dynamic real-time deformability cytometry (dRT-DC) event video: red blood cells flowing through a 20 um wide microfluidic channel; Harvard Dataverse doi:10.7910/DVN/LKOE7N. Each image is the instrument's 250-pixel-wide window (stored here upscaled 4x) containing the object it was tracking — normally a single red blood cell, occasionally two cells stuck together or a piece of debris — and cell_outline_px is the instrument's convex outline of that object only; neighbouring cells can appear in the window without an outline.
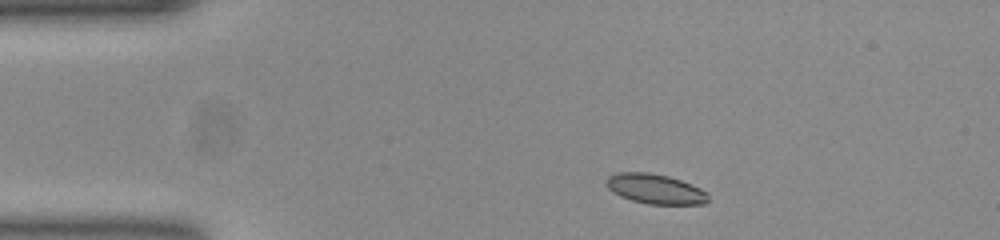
{"species": "common noctule bat (a hibernating species)", "species_latin": "Nyctalus noctula", "temperature_condition": "room temperature", "stored_images_in_passage": 44, "camera_frame_rate_fps": 3000, "um_per_image_px": 0.085, "animal": {"sex": "female", "body_mass_g": 23.0, "forearm_length_mm": 53.4}, "frame": {"image": 1, "passage_image": 1, "time_ms": 0.0, "image_size_px": [1000, 240], "cell_outline_px": [[708, 200], [704, 204], [648, 204], [632, 200], [620, 196], [612, 192], [608, 188], [608, 176], [616, 172], [648, 172], [668, 176], [680, 180], [700, 188], [708, 196]], "centroid_in_image_um": [55.68, 16.06], "position_along_channel_um": 29.3, "area_um2": 17.51}}
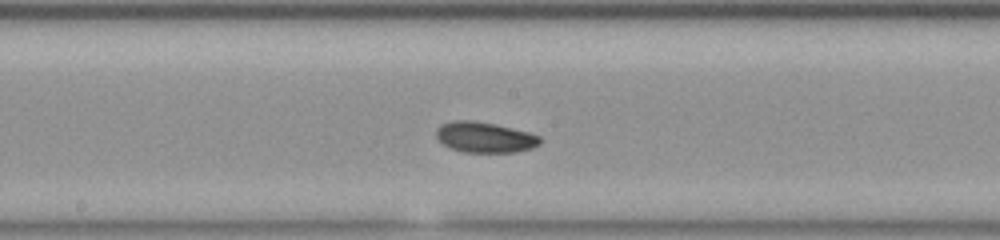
{"frame": {"image": 2, "passage_image": 19, "time_ms": 6.0, "image_size_px": [1000, 240], "cell_outline_px": [[540, 144], [532, 148], [516, 152], [464, 152], [452, 148], [444, 144], [436, 136], [436, 128], [440, 124], [452, 120], [472, 120], [496, 124], [528, 132], [540, 136]], "centroid_in_image_um": [41.2, 11.65], "position_along_channel_um": 207.0, "area_um2": 18.5}}
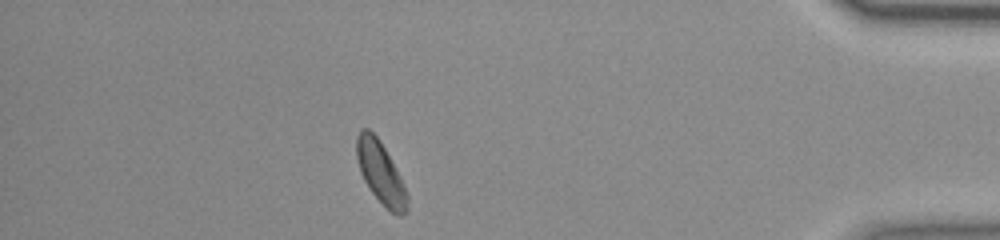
{"frame": {"image": 3, "passage_image": 38, "time_ms": 12.333, "image_size_px": [1000, 240], "cell_outline_px": [[408, 208], [404, 216], [400, 216], [392, 212], [372, 192], [364, 180], [360, 172], [356, 156], [356, 136], [360, 128], [368, 128], [380, 140], [408, 196]], "centroid_in_image_um": [32.31, 14.65], "position_along_channel_um": 402.9, "area_um2": 17.69}, "authors_computed_cell_mechanics": {"area_um2": 17.9758, "velocity_mm_per_s": 3.8487, "shape_relaxation_time_tau1_ms": 2.2637, "shape_relaxation_time_tau2_ms": 5.3237, "deformation_change_tau1": 0.0998, "deformation_change_tau2": 0.1039}}